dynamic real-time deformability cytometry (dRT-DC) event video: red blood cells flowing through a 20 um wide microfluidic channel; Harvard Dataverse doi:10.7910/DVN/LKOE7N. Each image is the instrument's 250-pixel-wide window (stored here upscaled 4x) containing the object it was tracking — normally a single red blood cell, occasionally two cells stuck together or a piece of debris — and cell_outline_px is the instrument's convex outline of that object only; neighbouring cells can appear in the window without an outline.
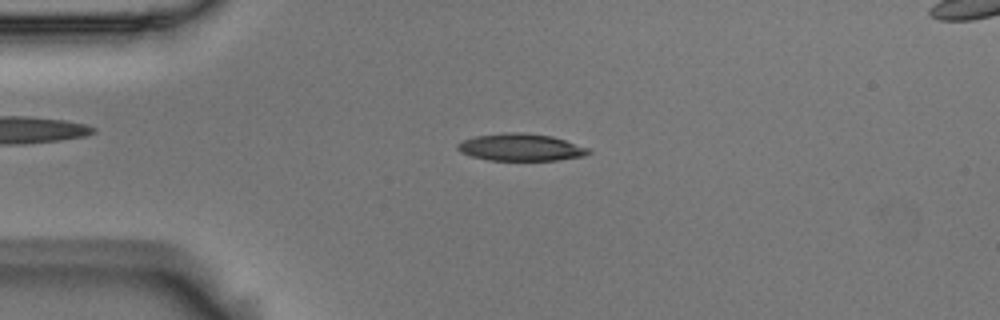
{"species": "Egyptian fruit bat (a non-hibernating species)", "species_latin": "Rousettus aegyptiacus", "temperature_condition": "room temperature", "stored_images_in_passage": 3, "camera_frame_rate_fps": 3000, "um_per_image_px": 0.085, "animal": {"sex": "male"}, "frame": {"image": 1, "passage_image": 3, "time_ms": 0.667, "image_size_px": [1000, 320], "cell_outline_px": [[592, 152], [584, 156], [556, 160], [488, 160], [472, 156], [460, 152], [456, 148], [456, 144], [464, 140], [476, 136], [504, 132], [524, 132], [552, 136], [592, 148]], "centroid_in_image_um": [44.3, 12.51], "position_along_channel_um": 40.7, "area_um2": 20.92}}